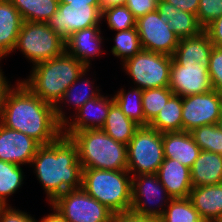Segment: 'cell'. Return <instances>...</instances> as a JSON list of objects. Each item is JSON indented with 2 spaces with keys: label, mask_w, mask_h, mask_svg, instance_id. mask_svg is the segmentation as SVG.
I'll return each instance as SVG.
<instances>
[{
  "label": "cell",
  "mask_w": 222,
  "mask_h": 222,
  "mask_svg": "<svg viewBox=\"0 0 222 222\" xmlns=\"http://www.w3.org/2000/svg\"><path fill=\"white\" fill-rule=\"evenodd\" d=\"M208 73L213 90L222 91V46H213L210 53Z\"/></svg>",
  "instance_id": "37"
},
{
  "label": "cell",
  "mask_w": 222,
  "mask_h": 222,
  "mask_svg": "<svg viewBox=\"0 0 222 222\" xmlns=\"http://www.w3.org/2000/svg\"><path fill=\"white\" fill-rule=\"evenodd\" d=\"M19 11L23 21L47 22L58 10L59 0H9Z\"/></svg>",
  "instance_id": "28"
},
{
  "label": "cell",
  "mask_w": 222,
  "mask_h": 222,
  "mask_svg": "<svg viewBox=\"0 0 222 222\" xmlns=\"http://www.w3.org/2000/svg\"><path fill=\"white\" fill-rule=\"evenodd\" d=\"M222 15V0H199L196 14L199 24L205 28Z\"/></svg>",
  "instance_id": "36"
},
{
  "label": "cell",
  "mask_w": 222,
  "mask_h": 222,
  "mask_svg": "<svg viewBox=\"0 0 222 222\" xmlns=\"http://www.w3.org/2000/svg\"><path fill=\"white\" fill-rule=\"evenodd\" d=\"M204 31L215 46H222V15L204 28Z\"/></svg>",
  "instance_id": "41"
},
{
  "label": "cell",
  "mask_w": 222,
  "mask_h": 222,
  "mask_svg": "<svg viewBox=\"0 0 222 222\" xmlns=\"http://www.w3.org/2000/svg\"><path fill=\"white\" fill-rule=\"evenodd\" d=\"M59 3L70 4V6L101 5V0H59Z\"/></svg>",
  "instance_id": "44"
},
{
  "label": "cell",
  "mask_w": 222,
  "mask_h": 222,
  "mask_svg": "<svg viewBox=\"0 0 222 222\" xmlns=\"http://www.w3.org/2000/svg\"><path fill=\"white\" fill-rule=\"evenodd\" d=\"M19 50L34 65L56 58L66 51L65 40L46 22L23 21L13 49Z\"/></svg>",
  "instance_id": "6"
},
{
  "label": "cell",
  "mask_w": 222,
  "mask_h": 222,
  "mask_svg": "<svg viewBox=\"0 0 222 222\" xmlns=\"http://www.w3.org/2000/svg\"><path fill=\"white\" fill-rule=\"evenodd\" d=\"M218 125H219V127L221 128V131H222V117H221V119L219 120Z\"/></svg>",
  "instance_id": "47"
},
{
  "label": "cell",
  "mask_w": 222,
  "mask_h": 222,
  "mask_svg": "<svg viewBox=\"0 0 222 222\" xmlns=\"http://www.w3.org/2000/svg\"><path fill=\"white\" fill-rule=\"evenodd\" d=\"M102 5L70 6L59 3L58 10L47 20L46 24L63 40H67L76 31L102 22Z\"/></svg>",
  "instance_id": "11"
},
{
  "label": "cell",
  "mask_w": 222,
  "mask_h": 222,
  "mask_svg": "<svg viewBox=\"0 0 222 222\" xmlns=\"http://www.w3.org/2000/svg\"><path fill=\"white\" fill-rule=\"evenodd\" d=\"M171 199L157 174L132 176L131 210L135 213L159 219Z\"/></svg>",
  "instance_id": "10"
},
{
  "label": "cell",
  "mask_w": 222,
  "mask_h": 222,
  "mask_svg": "<svg viewBox=\"0 0 222 222\" xmlns=\"http://www.w3.org/2000/svg\"><path fill=\"white\" fill-rule=\"evenodd\" d=\"M113 40L115 45L111 48V53L121 58L122 64L142 50L137 27L118 31Z\"/></svg>",
  "instance_id": "32"
},
{
  "label": "cell",
  "mask_w": 222,
  "mask_h": 222,
  "mask_svg": "<svg viewBox=\"0 0 222 222\" xmlns=\"http://www.w3.org/2000/svg\"><path fill=\"white\" fill-rule=\"evenodd\" d=\"M157 11L179 39L194 37L204 31L196 15L182 11L165 0H158Z\"/></svg>",
  "instance_id": "21"
},
{
  "label": "cell",
  "mask_w": 222,
  "mask_h": 222,
  "mask_svg": "<svg viewBox=\"0 0 222 222\" xmlns=\"http://www.w3.org/2000/svg\"><path fill=\"white\" fill-rule=\"evenodd\" d=\"M190 134L201 150L222 154V131L218 124L195 128Z\"/></svg>",
  "instance_id": "34"
},
{
  "label": "cell",
  "mask_w": 222,
  "mask_h": 222,
  "mask_svg": "<svg viewBox=\"0 0 222 222\" xmlns=\"http://www.w3.org/2000/svg\"><path fill=\"white\" fill-rule=\"evenodd\" d=\"M148 126L160 133L182 131V97L173 95Z\"/></svg>",
  "instance_id": "27"
},
{
  "label": "cell",
  "mask_w": 222,
  "mask_h": 222,
  "mask_svg": "<svg viewBox=\"0 0 222 222\" xmlns=\"http://www.w3.org/2000/svg\"><path fill=\"white\" fill-rule=\"evenodd\" d=\"M126 2L127 0H101L102 10L118 5H126Z\"/></svg>",
  "instance_id": "46"
},
{
  "label": "cell",
  "mask_w": 222,
  "mask_h": 222,
  "mask_svg": "<svg viewBox=\"0 0 222 222\" xmlns=\"http://www.w3.org/2000/svg\"><path fill=\"white\" fill-rule=\"evenodd\" d=\"M214 222H222V216L217 218Z\"/></svg>",
  "instance_id": "49"
},
{
  "label": "cell",
  "mask_w": 222,
  "mask_h": 222,
  "mask_svg": "<svg viewBox=\"0 0 222 222\" xmlns=\"http://www.w3.org/2000/svg\"><path fill=\"white\" fill-rule=\"evenodd\" d=\"M0 123L41 145H48L63 134L54 106L42 101L21 80L7 94Z\"/></svg>",
  "instance_id": "1"
},
{
  "label": "cell",
  "mask_w": 222,
  "mask_h": 222,
  "mask_svg": "<svg viewBox=\"0 0 222 222\" xmlns=\"http://www.w3.org/2000/svg\"><path fill=\"white\" fill-rule=\"evenodd\" d=\"M4 72H0V118L3 112L5 100L8 92L13 88V85L9 84L6 76L3 74Z\"/></svg>",
  "instance_id": "43"
},
{
  "label": "cell",
  "mask_w": 222,
  "mask_h": 222,
  "mask_svg": "<svg viewBox=\"0 0 222 222\" xmlns=\"http://www.w3.org/2000/svg\"><path fill=\"white\" fill-rule=\"evenodd\" d=\"M24 173L20 165L0 160V204L9 205L7 198L23 184Z\"/></svg>",
  "instance_id": "30"
},
{
  "label": "cell",
  "mask_w": 222,
  "mask_h": 222,
  "mask_svg": "<svg viewBox=\"0 0 222 222\" xmlns=\"http://www.w3.org/2000/svg\"><path fill=\"white\" fill-rule=\"evenodd\" d=\"M100 26H92L70 35L65 41L66 52L90 68L93 57L99 56L101 44L104 39L101 35Z\"/></svg>",
  "instance_id": "17"
},
{
  "label": "cell",
  "mask_w": 222,
  "mask_h": 222,
  "mask_svg": "<svg viewBox=\"0 0 222 222\" xmlns=\"http://www.w3.org/2000/svg\"><path fill=\"white\" fill-rule=\"evenodd\" d=\"M171 65V56L143 49L122 64L135 87L142 90L168 87Z\"/></svg>",
  "instance_id": "8"
},
{
  "label": "cell",
  "mask_w": 222,
  "mask_h": 222,
  "mask_svg": "<svg viewBox=\"0 0 222 222\" xmlns=\"http://www.w3.org/2000/svg\"><path fill=\"white\" fill-rule=\"evenodd\" d=\"M163 161V133L140 126L127 144V171L131 176L157 174Z\"/></svg>",
  "instance_id": "7"
},
{
  "label": "cell",
  "mask_w": 222,
  "mask_h": 222,
  "mask_svg": "<svg viewBox=\"0 0 222 222\" xmlns=\"http://www.w3.org/2000/svg\"><path fill=\"white\" fill-rule=\"evenodd\" d=\"M70 138L77 146L82 169L127 170V145L101 128L75 132Z\"/></svg>",
  "instance_id": "4"
},
{
  "label": "cell",
  "mask_w": 222,
  "mask_h": 222,
  "mask_svg": "<svg viewBox=\"0 0 222 222\" xmlns=\"http://www.w3.org/2000/svg\"><path fill=\"white\" fill-rule=\"evenodd\" d=\"M23 19L9 0H0V59L13 52Z\"/></svg>",
  "instance_id": "23"
},
{
  "label": "cell",
  "mask_w": 222,
  "mask_h": 222,
  "mask_svg": "<svg viewBox=\"0 0 222 222\" xmlns=\"http://www.w3.org/2000/svg\"><path fill=\"white\" fill-rule=\"evenodd\" d=\"M87 71L89 70L87 69L84 73H82L75 80V82L69 88H67L62 98L54 106L56 119L62 126L69 120V118L65 115V112L62 110L63 109L61 107L62 103H64V105L65 102L66 105L73 104L75 106L73 107L74 110L76 109L78 111L87 101L94 99L100 95L99 89L97 88H94L95 90L93 89L94 87V84L92 86L93 82L89 81L88 78L86 77L85 79L83 78L87 73ZM78 84L81 85V88H79Z\"/></svg>",
  "instance_id": "25"
},
{
  "label": "cell",
  "mask_w": 222,
  "mask_h": 222,
  "mask_svg": "<svg viewBox=\"0 0 222 222\" xmlns=\"http://www.w3.org/2000/svg\"><path fill=\"white\" fill-rule=\"evenodd\" d=\"M139 127L140 126L130 120L114 102L110 106L108 116L101 129L115 141L127 145Z\"/></svg>",
  "instance_id": "26"
},
{
  "label": "cell",
  "mask_w": 222,
  "mask_h": 222,
  "mask_svg": "<svg viewBox=\"0 0 222 222\" xmlns=\"http://www.w3.org/2000/svg\"><path fill=\"white\" fill-rule=\"evenodd\" d=\"M41 144L30 136L0 123V160L17 165L29 164Z\"/></svg>",
  "instance_id": "15"
},
{
  "label": "cell",
  "mask_w": 222,
  "mask_h": 222,
  "mask_svg": "<svg viewBox=\"0 0 222 222\" xmlns=\"http://www.w3.org/2000/svg\"><path fill=\"white\" fill-rule=\"evenodd\" d=\"M99 95L87 101L75 113V118L68 120L63 125V135L70 137L73 133L85 129L102 128L108 116L110 106L114 103L113 97Z\"/></svg>",
  "instance_id": "16"
},
{
  "label": "cell",
  "mask_w": 222,
  "mask_h": 222,
  "mask_svg": "<svg viewBox=\"0 0 222 222\" xmlns=\"http://www.w3.org/2000/svg\"><path fill=\"white\" fill-rule=\"evenodd\" d=\"M221 117V99L216 90L182 97V131L218 124Z\"/></svg>",
  "instance_id": "13"
},
{
  "label": "cell",
  "mask_w": 222,
  "mask_h": 222,
  "mask_svg": "<svg viewBox=\"0 0 222 222\" xmlns=\"http://www.w3.org/2000/svg\"><path fill=\"white\" fill-rule=\"evenodd\" d=\"M0 222H38L27 212L12 208L10 205L0 208Z\"/></svg>",
  "instance_id": "38"
},
{
  "label": "cell",
  "mask_w": 222,
  "mask_h": 222,
  "mask_svg": "<svg viewBox=\"0 0 222 222\" xmlns=\"http://www.w3.org/2000/svg\"><path fill=\"white\" fill-rule=\"evenodd\" d=\"M158 0H127L126 7L138 19L149 12L157 10Z\"/></svg>",
  "instance_id": "39"
},
{
  "label": "cell",
  "mask_w": 222,
  "mask_h": 222,
  "mask_svg": "<svg viewBox=\"0 0 222 222\" xmlns=\"http://www.w3.org/2000/svg\"><path fill=\"white\" fill-rule=\"evenodd\" d=\"M169 89L180 97L213 90L208 68L201 64H178L172 58Z\"/></svg>",
  "instance_id": "14"
},
{
  "label": "cell",
  "mask_w": 222,
  "mask_h": 222,
  "mask_svg": "<svg viewBox=\"0 0 222 222\" xmlns=\"http://www.w3.org/2000/svg\"><path fill=\"white\" fill-rule=\"evenodd\" d=\"M190 172L192 187L222 183V154L201 150Z\"/></svg>",
  "instance_id": "24"
},
{
  "label": "cell",
  "mask_w": 222,
  "mask_h": 222,
  "mask_svg": "<svg viewBox=\"0 0 222 222\" xmlns=\"http://www.w3.org/2000/svg\"><path fill=\"white\" fill-rule=\"evenodd\" d=\"M88 68L66 51L32 66L22 82L42 101L55 106L75 80Z\"/></svg>",
  "instance_id": "3"
},
{
  "label": "cell",
  "mask_w": 222,
  "mask_h": 222,
  "mask_svg": "<svg viewBox=\"0 0 222 222\" xmlns=\"http://www.w3.org/2000/svg\"><path fill=\"white\" fill-rule=\"evenodd\" d=\"M219 94H220V99H221V112H222V91H220Z\"/></svg>",
  "instance_id": "48"
},
{
  "label": "cell",
  "mask_w": 222,
  "mask_h": 222,
  "mask_svg": "<svg viewBox=\"0 0 222 222\" xmlns=\"http://www.w3.org/2000/svg\"><path fill=\"white\" fill-rule=\"evenodd\" d=\"M158 178L172 198H187L192 190L190 168L177 160L164 158L157 172Z\"/></svg>",
  "instance_id": "18"
},
{
  "label": "cell",
  "mask_w": 222,
  "mask_h": 222,
  "mask_svg": "<svg viewBox=\"0 0 222 222\" xmlns=\"http://www.w3.org/2000/svg\"><path fill=\"white\" fill-rule=\"evenodd\" d=\"M174 95L169 87L144 89L142 93L145 126L160 113L168 100Z\"/></svg>",
  "instance_id": "33"
},
{
  "label": "cell",
  "mask_w": 222,
  "mask_h": 222,
  "mask_svg": "<svg viewBox=\"0 0 222 222\" xmlns=\"http://www.w3.org/2000/svg\"><path fill=\"white\" fill-rule=\"evenodd\" d=\"M49 204L67 190L82 188V167L78 149L63 134L48 145H41L31 163Z\"/></svg>",
  "instance_id": "2"
},
{
  "label": "cell",
  "mask_w": 222,
  "mask_h": 222,
  "mask_svg": "<svg viewBox=\"0 0 222 222\" xmlns=\"http://www.w3.org/2000/svg\"><path fill=\"white\" fill-rule=\"evenodd\" d=\"M50 205L56 208L67 222H111L113 212L83 188L67 190Z\"/></svg>",
  "instance_id": "9"
},
{
  "label": "cell",
  "mask_w": 222,
  "mask_h": 222,
  "mask_svg": "<svg viewBox=\"0 0 222 222\" xmlns=\"http://www.w3.org/2000/svg\"><path fill=\"white\" fill-rule=\"evenodd\" d=\"M50 207L53 209V213L44 216L40 222H67L55 207L52 205Z\"/></svg>",
  "instance_id": "45"
},
{
  "label": "cell",
  "mask_w": 222,
  "mask_h": 222,
  "mask_svg": "<svg viewBox=\"0 0 222 222\" xmlns=\"http://www.w3.org/2000/svg\"><path fill=\"white\" fill-rule=\"evenodd\" d=\"M182 11L196 15L198 12L199 0H165Z\"/></svg>",
  "instance_id": "42"
},
{
  "label": "cell",
  "mask_w": 222,
  "mask_h": 222,
  "mask_svg": "<svg viewBox=\"0 0 222 222\" xmlns=\"http://www.w3.org/2000/svg\"><path fill=\"white\" fill-rule=\"evenodd\" d=\"M111 222H159V219L139 215L132 210L114 213Z\"/></svg>",
  "instance_id": "40"
},
{
  "label": "cell",
  "mask_w": 222,
  "mask_h": 222,
  "mask_svg": "<svg viewBox=\"0 0 222 222\" xmlns=\"http://www.w3.org/2000/svg\"><path fill=\"white\" fill-rule=\"evenodd\" d=\"M189 198L205 222L222 216V183L193 187Z\"/></svg>",
  "instance_id": "22"
},
{
  "label": "cell",
  "mask_w": 222,
  "mask_h": 222,
  "mask_svg": "<svg viewBox=\"0 0 222 222\" xmlns=\"http://www.w3.org/2000/svg\"><path fill=\"white\" fill-rule=\"evenodd\" d=\"M136 27L143 50L173 56L180 39L157 10L139 17Z\"/></svg>",
  "instance_id": "12"
},
{
  "label": "cell",
  "mask_w": 222,
  "mask_h": 222,
  "mask_svg": "<svg viewBox=\"0 0 222 222\" xmlns=\"http://www.w3.org/2000/svg\"><path fill=\"white\" fill-rule=\"evenodd\" d=\"M124 88L113 96L114 102L122 112L139 126H145L142 93L140 88H132L126 92Z\"/></svg>",
  "instance_id": "29"
},
{
  "label": "cell",
  "mask_w": 222,
  "mask_h": 222,
  "mask_svg": "<svg viewBox=\"0 0 222 222\" xmlns=\"http://www.w3.org/2000/svg\"><path fill=\"white\" fill-rule=\"evenodd\" d=\"M159 222H205L189 197L172 198Z\"/></svg>",
  "instance_id": "31"
},
{
  "label": "cell",
  "mask_w": 222,
  "mask_h": 222,
  "mask_svg": "<svg viewBox=\"0 0 222 222\" xmlns=\"http://www.w3.org/2000/svg\"><path fill=\"white\" fill-rule=\"evenodd\" d=\"M213 44L205 31L199 35L181 38L172 58L178 64H201L209 67L210 53Z\"/></svg>",
  "instance_id": "20"
},
{
  "label": "cell",
  "mask_w": 222,
  "mask_h": 222,
  "mask_svg": "<svg viewBox=\"0 0 222 222\" xmlns=\"http://www.w3.org/2000/svg\"><path fill=\"white\" fill-rule=\"evenodd\" d=\"M163 150L164 158L177 160L188 168L192 167L201 152L190 132L186 131L163 133Z\"/></svg>",
  "instance_id": "19"
},
{
  "label": "cell",
  "mask_w": 222,
  "mask_h": 222,
  "mask_svg": "<svg viewBox=\"0 0 222 222\" xmlns=\"http://www.w3.org/2000/svg\"><path fill=\"white\" fill-rule=\"evenodd\" d=\"M131 186L127 170L82 169L83 190L113 213L131 210Z\"/></svg>",
  "instance_id": "5"
},
{
  "label": "cell",
  "mask_w": 222,
  "mask_h": 222,
  "mask_svg": "<svg viewBox=\"0 0 222 222\" xmlns=\"http://www.w3.org/2000/svg\"><path fill=\"white\" fill-rule=\"evenodd\" d=\"M101 19H106L108 27L117 32L136 27L137 21L126 5L103 9Z\"/></svg>",
  "instance_id": "35"
}]
</instances>
